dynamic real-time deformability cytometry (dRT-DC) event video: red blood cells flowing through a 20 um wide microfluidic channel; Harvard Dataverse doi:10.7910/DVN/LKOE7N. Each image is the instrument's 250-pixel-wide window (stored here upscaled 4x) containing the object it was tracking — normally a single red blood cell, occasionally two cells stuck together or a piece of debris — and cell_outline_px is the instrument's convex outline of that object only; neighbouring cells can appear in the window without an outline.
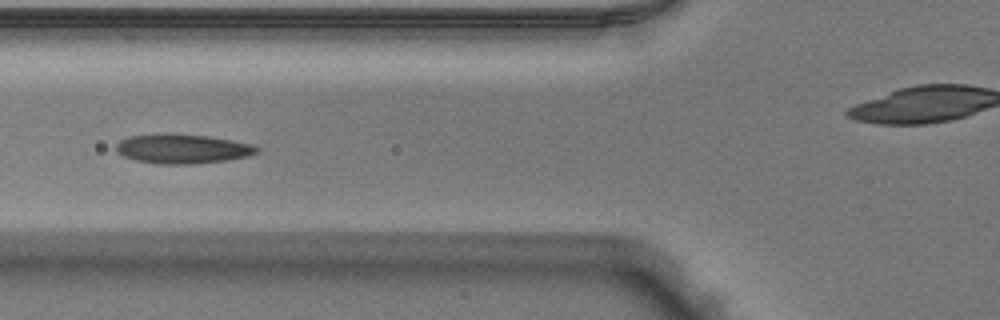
{"species": "Egyptian fruit bat (a non-hibernating species)", "species_latin": "Rousettus aegyptiacus", "temperature_condition": "warm", "stored_images_in_passage": 29, "camera_frame_rate_fps": 3000, "um_per_image_px": 0.085, "animal": {"sex": "male"}, "frame": {"image": 1, "passage_image": 5, "time_ms": 1.333, "image_size_px": [1000, 320], "cell_outline_px": [[260, 152], [248, 156], [228, 160], [196, 164], [160, 164], [136, 160], [124, 156], [116, 152], [116, 144], [120, 140], [128, 136], [164, 132], [168, 132], [208, 136], [232, 140], [252, 144], [260, 148]], "centroid_in_image_um": [15.51, 12.63], "position_along_channel_um": 110.3, "area_um2": 24.62}}
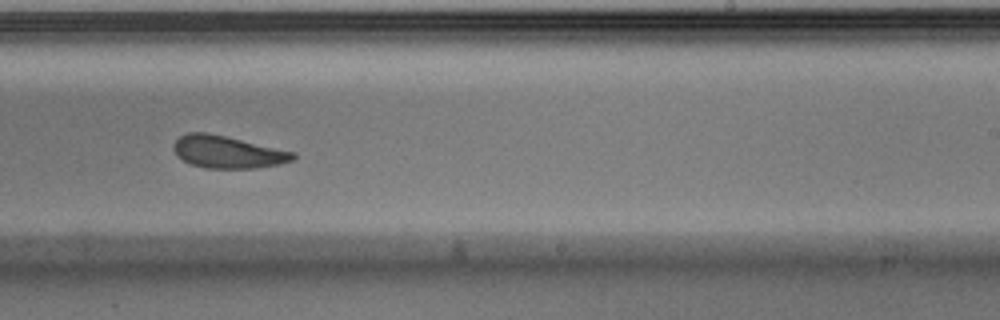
{"frame": {"image": 2, "passage_image": 17, "time_ms": 5.333, "image_size_px": [1000, 320], "cell_outline_px": [[296, 156], [292, 160], [280, 164], [256, 168], [204, 168], [192, 164], [176, 156], [172, 148], [172, 144], [180, 136], [188, 132], [208, 132], [296, 152]], "centroid_in_image_um": [19.32, 12.91], "position_along_channel_um": 269.7, "area_um2": 22.6}, "authors_computed_cell_mechanics": {"area_um2": 22.9466, "velocity_mm_per_s": 3.9825, "shape_relaxation_time_tau1_ms": 2.4353, "shape_relaxation_time_tau2_ms": 2.538, "deformation_change_tau1": 0.0956, "deformation_change_tau2": 0.0896}}